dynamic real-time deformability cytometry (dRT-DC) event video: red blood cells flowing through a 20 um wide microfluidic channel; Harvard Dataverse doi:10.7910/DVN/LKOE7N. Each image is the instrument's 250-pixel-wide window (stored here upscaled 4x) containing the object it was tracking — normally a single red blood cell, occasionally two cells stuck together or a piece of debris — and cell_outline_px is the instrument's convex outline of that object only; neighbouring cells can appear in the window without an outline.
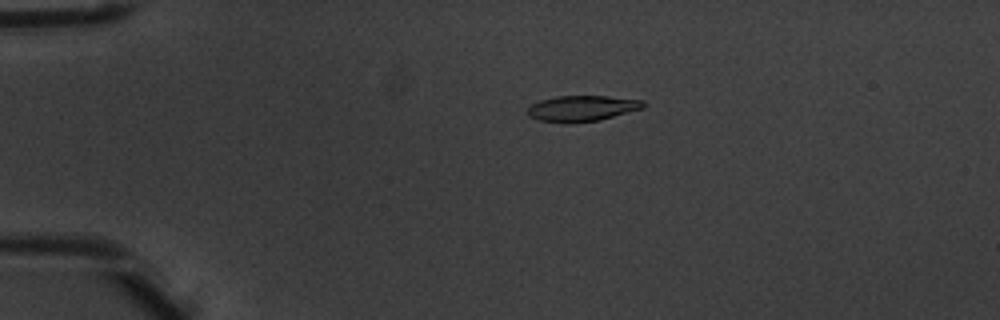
{"species": "common noctule bat (a hibernating species)", "species_latin": "Nyctalus noctula", "temperature_condition": "warm", "stored_images_in_passage": 6, "camera_frame_rate_fps": 3000, "um_per_image_px": 0.085, "animal": {"sex": "male", "body_mass_g": 20.1, "forearm_length_mm": 53.5}, "frame": {"image": 1, "passage_image": 4, "time_ms": 1.0, "image_size_px": [1000, 320], "cell_outline_px": [[644, 108], [600, 120], [540, 120], [528, 116], [528, 108], [532, 104], [540, 100], [556, 96], [608, 96], [644, 100]], "centroid_in_image_um": [49.53, 9.16], "position_along_channel_um": 35.5, "area_um2": 16.65}}
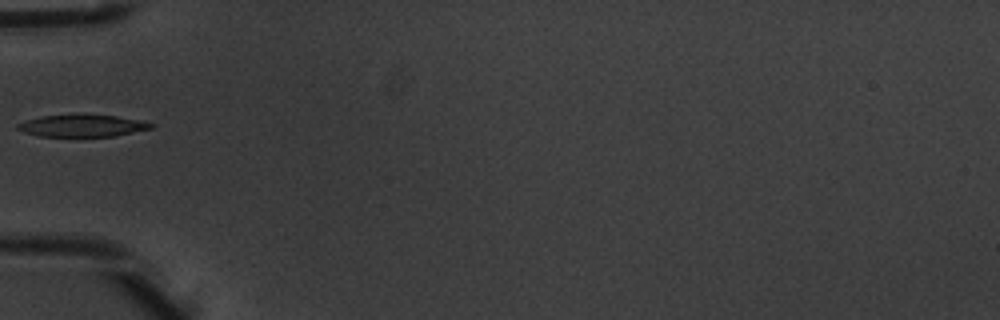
{"frame": {"image": 2, "passage_image": 6, "time_ms": 1.667, "image_size_px": [1000, 320], "cell_outline_px": [[156, 124], [152, 128], [112, 136], [40, 136], [24, 132], [16, 128], [16, 124], [24, 120], [40, 116], [116, 116]], "centroid_in_image_um": [6.93, 10.7], "position_along_channel_um": 78.1, "area_um2": 16.47}}